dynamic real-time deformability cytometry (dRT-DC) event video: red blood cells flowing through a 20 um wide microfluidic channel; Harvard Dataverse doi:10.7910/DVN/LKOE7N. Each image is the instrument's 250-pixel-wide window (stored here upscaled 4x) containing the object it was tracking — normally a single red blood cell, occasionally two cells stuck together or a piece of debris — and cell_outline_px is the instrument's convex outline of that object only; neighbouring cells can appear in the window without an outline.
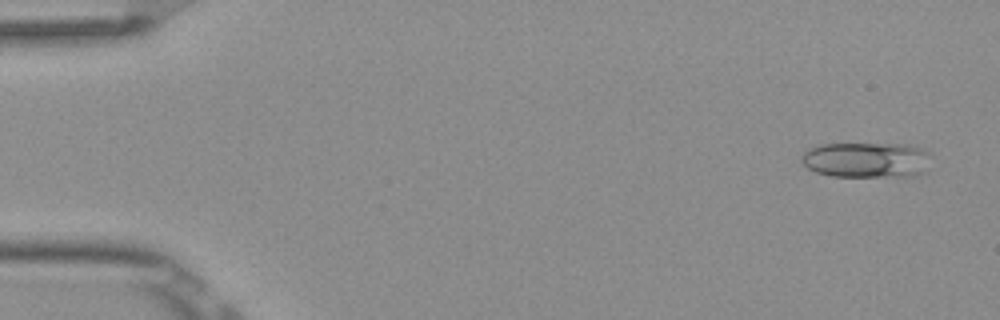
{"species": "Egyptian fruit bat (a non-hibernating species)", "species_latin": "Rousettus aegyptiacus", "temperature_condition": "room temperature", "stored_images_in_passage": 5, "camera_frame_rate_fps": 3000, "um_per_image_px": 0.085, "frame": {"image": 1, "passage_image": 1, "time_ms": 0.0, "image_size_px": [1000, 320], "cell_outline_px": [[928, 152], [924, 172], [916, 176], [832, 176], [816, 172], [808, 168], [800, 160], [804, 152], [808, 148], [820, 144], [912, 144]], "centroid_in_image_um": [73.6, 13.58], "position_along_channel_um": 11.4, "area_um2": 26.65}}
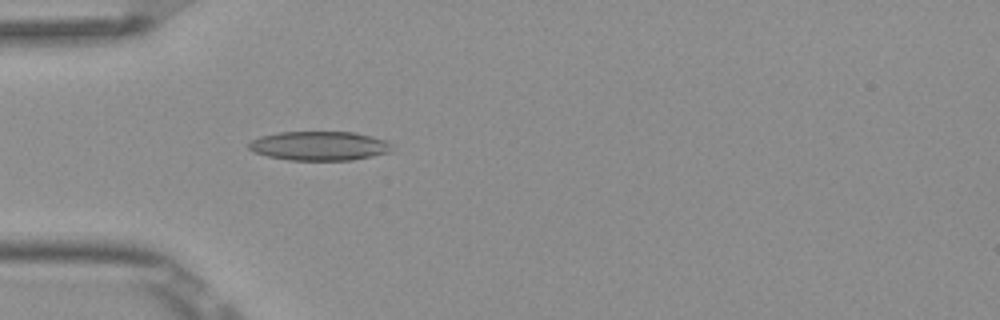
{"frame": {"image": 2, "passage_image": 5, "time_ms": 1.333, "image_size_px": [1000, 320], "cell_outline_px": [[392, 148], [388, 152], [372, 156], [352, 160], [288, 160], [268, 156], [252, 152], [248, 148], [248, 144], [252, 140], [260, 136], [276, 132], [356, 132], [388, 140], [392, 144]], "centroid_in_image_um": [27.14, 12.39], "position_along_channel_um": 57.9, "area_um2": 24.51}}